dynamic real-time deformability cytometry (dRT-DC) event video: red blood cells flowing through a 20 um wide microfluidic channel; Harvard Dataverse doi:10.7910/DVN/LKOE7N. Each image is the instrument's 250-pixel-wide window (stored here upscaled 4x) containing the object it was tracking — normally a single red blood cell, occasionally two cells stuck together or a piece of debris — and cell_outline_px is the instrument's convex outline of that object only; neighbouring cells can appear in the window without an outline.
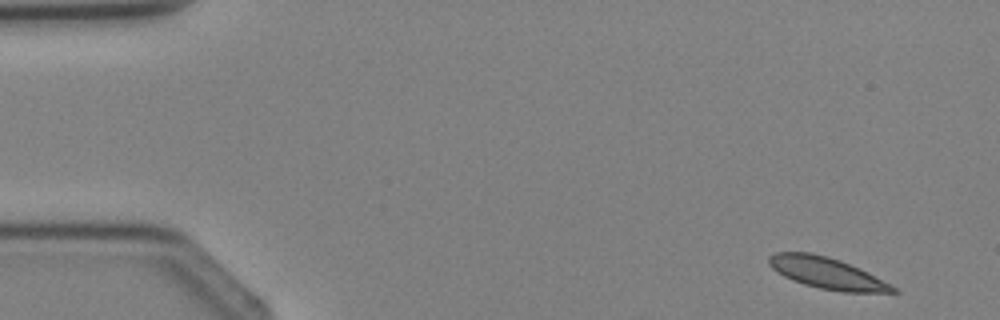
{"species": "Egyptian fruit bat (a non-hibernating species)", "species_latin": "Rousettus aegyptiacus", "temperature_condition": "cold", "stored_images_in_passage": 4, "segment_of_instrument_passage": [2, 2], "camera_frame_rate_fps": 3000, "um_per_image_px": 0.085, "animal": {"sex": "female"}, "frame": {"image": 1, "passage_image": 4, "time_ms": 4.333, "image_size_px": [1000, 320], "cell_outline_px": [[900, 292], [844, 292], [820, 288], [804, 284], [792, 280], [776, 272], [768, 264], [768, 256], [776, 252], [812, 252], [828, 256], [840, 260], [868, 272], [892, 284]], "centroid_in_image_um": [70.28, 23.2], "position_along_channel_um": 14.7, "area_um2": 22.72}}